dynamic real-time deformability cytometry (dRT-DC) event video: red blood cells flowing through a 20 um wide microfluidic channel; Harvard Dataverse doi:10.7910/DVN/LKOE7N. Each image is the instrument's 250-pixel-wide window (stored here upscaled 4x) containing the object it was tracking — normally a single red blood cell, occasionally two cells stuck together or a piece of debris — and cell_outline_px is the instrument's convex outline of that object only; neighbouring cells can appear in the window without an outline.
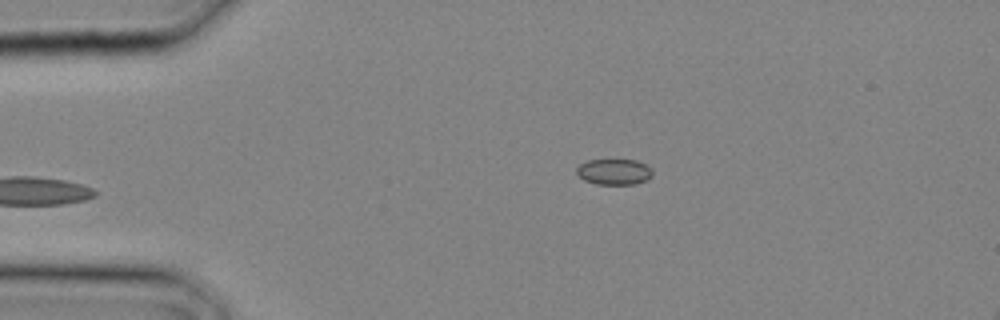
{"species": "common noctule bat (a hibernating species)", "species_latin": "Nyctalus noctula", "temperature_condition": "cold", "stored_images_in_passage": 3, "camera_frame_rate_fps": 3000, "um_per_image_px": 0.085, "animal": {"sex": "male", "body_mass_g": 20.4}, "frame": {"image": 1, "passage_image": 3, "time_ms": 0.667, "image_size_px": [1000, 320], "cell_outline_px": [[652, 176], [648, 180], [636, 184], [596, 184], [584, 180], [576, 172], [576, 168], [580, 164], [588, 160], [636, 160], [644, 164], [652, 172]], "centroid_in_image_um": [52.19, 14.61], "position_along_channel_um": 32.8, "area_um2": 11.33}}